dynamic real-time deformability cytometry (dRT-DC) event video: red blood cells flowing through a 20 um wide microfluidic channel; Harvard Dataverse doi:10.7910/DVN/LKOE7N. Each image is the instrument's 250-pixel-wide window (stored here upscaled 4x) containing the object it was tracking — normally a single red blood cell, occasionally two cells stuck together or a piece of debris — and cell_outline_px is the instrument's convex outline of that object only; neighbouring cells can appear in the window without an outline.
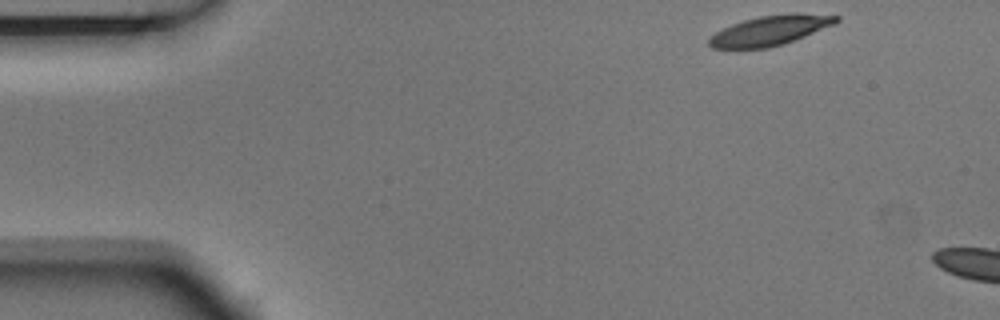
{"species": "Egyptian fruit bat (a non-hibernating species)", "species_latin": "Rousettus aegyptiacus", "temperature_condition": "room temperature", "stored_images_in_passage": 3, "camera_frame_rate_fps": 3000, "um_per_image_px": 0.085, "animal": {"sex": "male"}, "frame": {"image": 1, "passage_image": 1, "time_ms": 0.0, "image_size_px": [1000, 320], "cell_outline_px": [[840, 20], [836, 24], [784, 44], [768, 48], [712, 48], [708, 44], [708, 40], [716, 32], [732, 24], [744, 20], [760, 16], [792, 12], [800, 12], [840, 16]], "centroid_in_image_um": [65.53, 2.57], "position_along_channel_um": 19.5, "area_um2": 22.2}}